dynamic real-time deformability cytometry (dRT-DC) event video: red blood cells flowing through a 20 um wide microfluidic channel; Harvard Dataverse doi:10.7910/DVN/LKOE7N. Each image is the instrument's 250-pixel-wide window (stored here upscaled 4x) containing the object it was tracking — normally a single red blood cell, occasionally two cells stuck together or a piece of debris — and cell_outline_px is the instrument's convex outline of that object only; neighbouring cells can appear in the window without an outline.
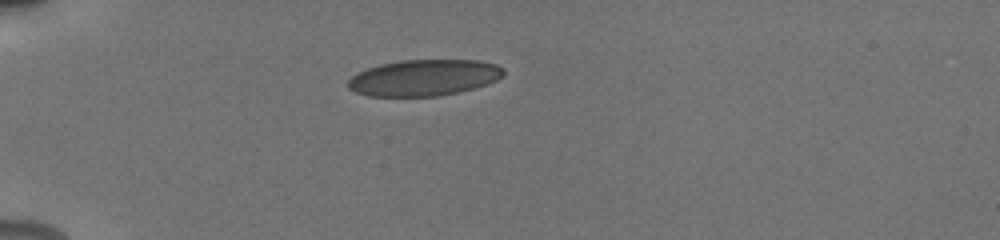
{"species": "human", "species_latin": "Homo sapiens", "temperature_condition": "cold", "stored_images_in_passage": 5, "camera_frame_rate_fps": 3000, "um_per_image_px": 0.085, "donor": {"sex": "male"}, "frame": {"image": 1, "passage_image": 1, "time_ms": 0.0, "image_size_px": [1000, 240], "cell_outline_px": [[504, 76], [488, 84], [440, 96], [368, 96], [356, 92], [348, 88], [348, 80], [356, 72], [380, 64], [400, 60], [480, 60], [496, 64], [504, 68]], "centroid_in_image_um": [36.04, 6.6], "position_along_channel_um": 49.0, "area_um2": 32.95}}